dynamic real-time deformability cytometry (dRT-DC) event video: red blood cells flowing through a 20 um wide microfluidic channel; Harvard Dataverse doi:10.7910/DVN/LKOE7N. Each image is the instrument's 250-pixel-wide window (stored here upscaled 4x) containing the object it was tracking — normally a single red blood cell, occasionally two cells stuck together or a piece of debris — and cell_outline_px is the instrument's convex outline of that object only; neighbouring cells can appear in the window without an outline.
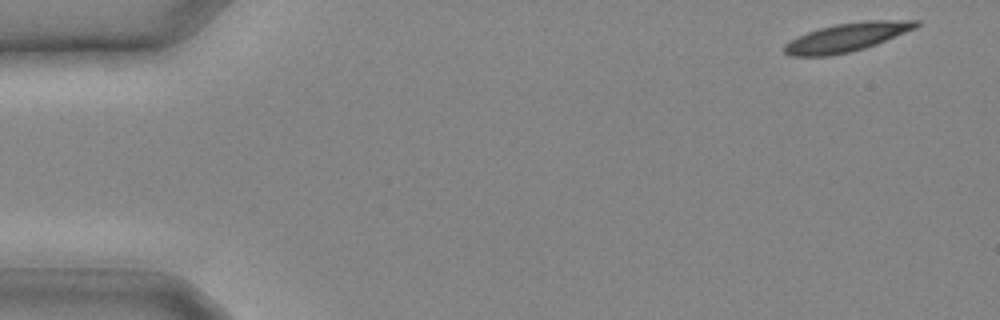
{"species": "common noctule bat (a hibernating species)", "species_latin": "Nyctalus noctula", "temperature_condition": "cold", "stored_images_in_passage": 6, "camera_frame_rate_fps": 3000, "um_per_image_px": 0.085, "animal": {"sex": "male", "body_mass_g": 20.4}, "frame": {"image": 1, "passage_image": 1, "time_ms": 0.0, "image_size_px": [1000, 320], "cell_outline_px": [[920, 24], [916, 28], [876, 44], [864, 48], [848, 52], [828, 56], [788, 56], [784, 52], [784, 44], [808, 32], [820, 28], [836, 24], [864, 20], [920, 20]], "centroid_in_image_um": [72.0, 3.16], "position_along_channel_um": 13.0, "area_um2": 21.73}}